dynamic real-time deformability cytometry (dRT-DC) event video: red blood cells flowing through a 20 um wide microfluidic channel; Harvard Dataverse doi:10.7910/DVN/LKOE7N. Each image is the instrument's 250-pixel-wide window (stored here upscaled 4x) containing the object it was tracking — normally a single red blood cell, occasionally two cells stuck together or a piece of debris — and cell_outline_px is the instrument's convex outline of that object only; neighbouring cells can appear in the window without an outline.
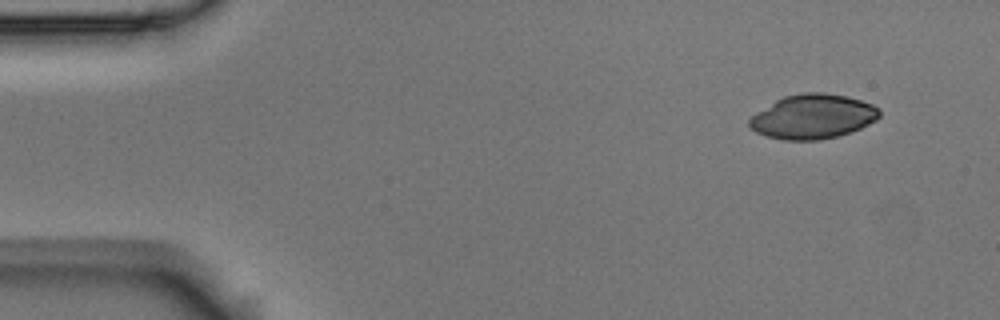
{"species": "Egyptian fruit bat (a non-hibernating species)", "species_latin": "Rousettus aegyptiacus", "temperature_condition": "room temperature", "stored_images_in_passage": 51, "camera_frame_rate_fps": 3000, "um_per_image_px": 0.085, "animal": {"sex": "male"}, "frame": {"image": 1, "passage_image": 1, "time_ms": 0.0, "image_size_px": [1000, 320], "cell_outline_px": [[880, 116], [876, 120], [860, 128], [836, 136], [820, 140], [784, 140], [768, 136], [756, 132], [748, 124], [748, 120], [756, 112], [776, 100], [784, 96], [804, 92], [824, 92], [848, 96], [872, 104], [880, 108]], "centroid_in_image_um": [69.1, 9.9], "position_along_channel_um": 15.9, "area_um2": 33.64}}